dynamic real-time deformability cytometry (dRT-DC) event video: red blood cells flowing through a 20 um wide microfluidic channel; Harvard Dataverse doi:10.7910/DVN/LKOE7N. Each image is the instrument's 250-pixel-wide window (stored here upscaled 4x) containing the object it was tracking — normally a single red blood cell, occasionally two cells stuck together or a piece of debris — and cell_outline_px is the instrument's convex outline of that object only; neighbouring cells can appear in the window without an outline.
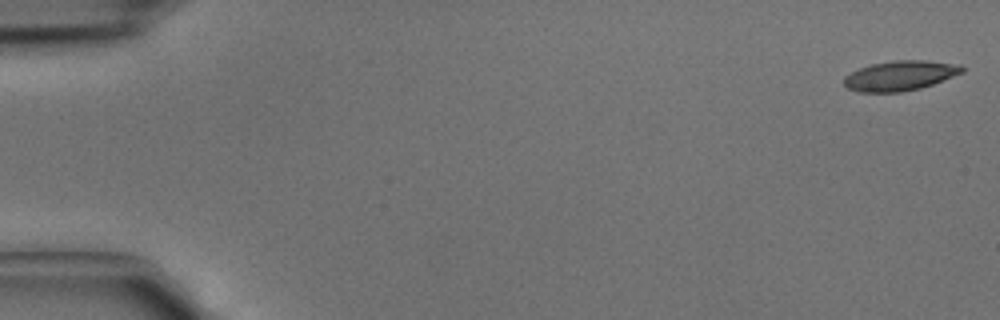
{"species": "common noctule bat (a hibernating species)", "species_latin": "Nyctalus noctula", "temperature_condition": "cold", "stored_images_in_passage": 43, "camera_frame_rate_fps": 3000, "um_per_image_px": 0.085, "animal": {"sex": "male", "body_mass_g": 15.6}, "frame": {"image": 1, "passage_image": 1, "time_ms": 0.0, "image_size_px": [1000, 320], "cell_outline_px": [[964, 72], [932, 84], [920, 88], [900, 92], [860, 92], [848, 88], [844, 84], [844, 76], [860, 68], [872, 64], [896, 60], [924, 60], [960, 64], [964, 68]], "centroid_in_image_um": [76.52, 6.43], "position_along_channel_um": 8.5, "area_um2": 20.4}}
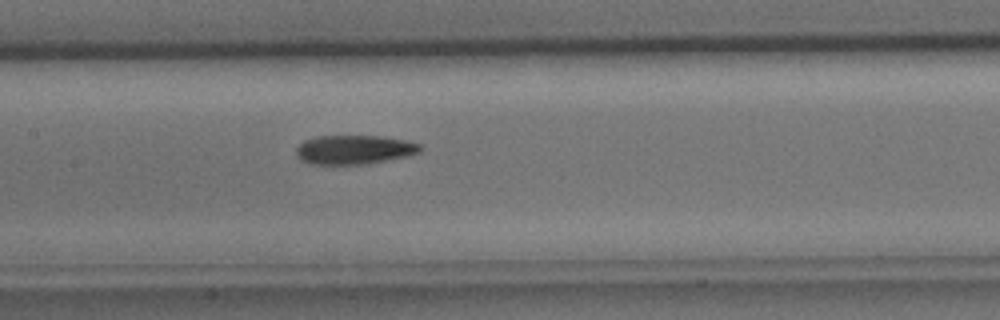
{"frame": {"image": 2, "passage_image": 21, "time_ms": 6.667, "image_size_px": [1000, 320], "cell_outline_px": [[424, 148], [420, 152], [408, 156], [368, 164], [308, 164], [300, 160], [296, 156], [296, 148], [304, 140], [316, 136], [380, 136], [404, 140], [420, 144]], "centroid_in_image_um": [30.1, 12.73], "position_along_channel_um": 177.3, "area_um2": 21.21}}
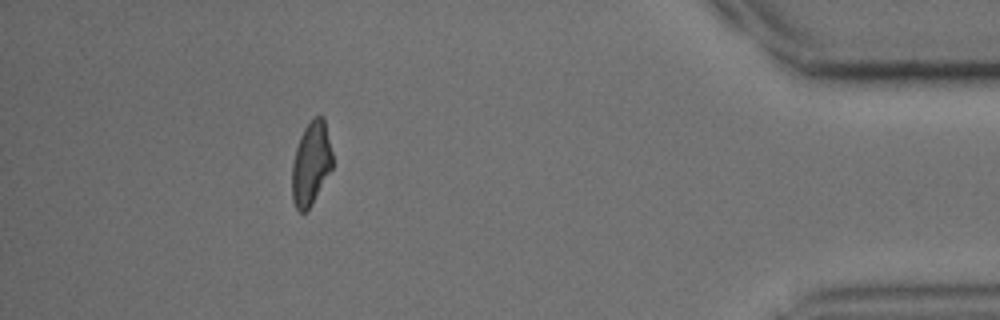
{"frame": {"image": 3, "passage_image": 39, "time_ms": 12.667, "image_size_px": [1000, 320], "cell_outline_px": [[332, 168], [312, 204], [304, 212], [300, 212], [296, 208], [292, 200], [292, 164], [296, 148], [300, 136], [304, 128], [312, 116], [324, 116], [332, 152]], "centroid_in_image_um": [26.43, 13.86], "position_along_channel_um": 408.8, "area_um2": 19.71}}